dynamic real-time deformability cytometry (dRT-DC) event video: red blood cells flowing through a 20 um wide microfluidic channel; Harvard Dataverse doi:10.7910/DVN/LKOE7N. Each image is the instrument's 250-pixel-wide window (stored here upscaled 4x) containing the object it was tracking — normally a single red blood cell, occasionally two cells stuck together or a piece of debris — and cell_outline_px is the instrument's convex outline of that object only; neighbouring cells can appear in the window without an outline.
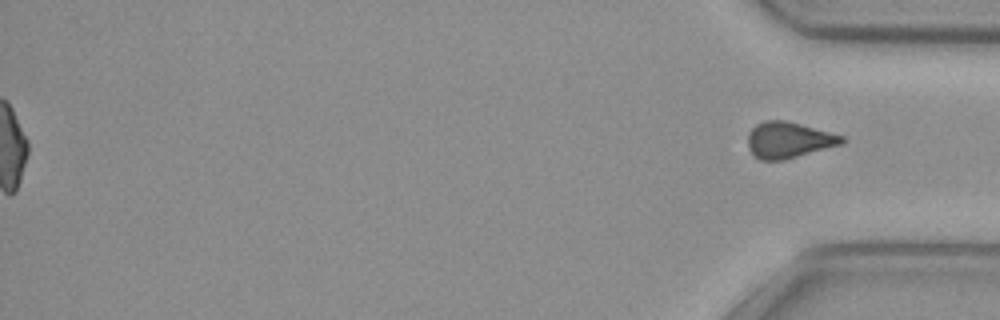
{"species": "common noctule bat (a hibernating species)", "species_latin": "Nyctalus noctula", "temperature_condition": "cold", "stored_images_in_passage": 47, "segment_of_instrument_passage": [2, 2], "camera_frame_rate_fps": 3000, "um_per_image_px": 0.085, "animal": {"sex": "female", "body_mass_g": 29.2, "forearm_length_mm": 56.3}, "frame": {"image": 1, "passage_image": 47, "time_ms": 15.333, "image_size_px": [1000, 320], "cell_outline_px": [[844, 144], [784, 160], [760, 160], [752, 156], [748, 148], [748, 136], [752, 128], [756, 124], [764, 120], [784, 120], [800, 124], [844, 136]], "centroid_in_image_um": [67.02, 11.91], "position_along_channel_um": 368.2, "area_um2": 19.88}}